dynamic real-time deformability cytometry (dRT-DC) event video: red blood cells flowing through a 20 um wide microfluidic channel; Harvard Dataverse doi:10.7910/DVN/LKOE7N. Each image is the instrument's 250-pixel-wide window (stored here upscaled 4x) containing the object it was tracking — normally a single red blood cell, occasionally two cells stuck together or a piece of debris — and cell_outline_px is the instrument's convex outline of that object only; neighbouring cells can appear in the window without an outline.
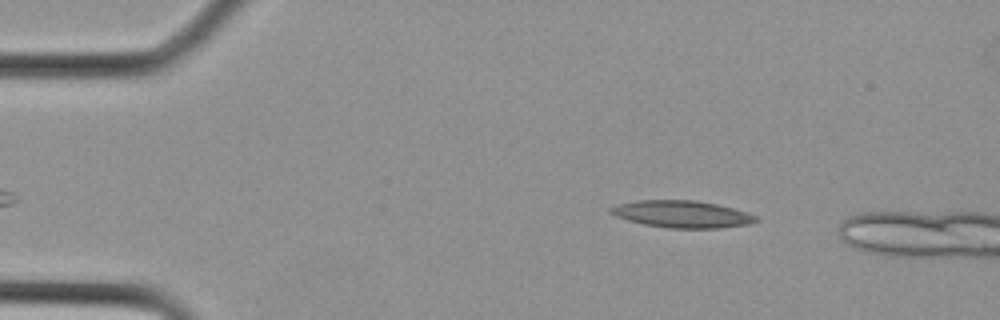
{"species": "Egyptian fruit bat (a non-hibernating species)", "species_latin": "Rousettus aegyptiacus", "temperature_condition": "cold", "stored_images_in_passage": 15, "camera_frame_rate_fps": 3000, "um_per_image_px": 0.085, "animal": {"sex": "female"}, "frame": {"image": 1, "passage_image": 2, "time_ms": 0.333, "image_size_px": [1000, 320], "cell_outline_px": [[760, 220], [748, 224], [720, 228], [668, 228], [644, 224], [628, 220], [616, 216], [608, 212], [608, 208], [616, 204], [636, 200], [696, 200], [716, 204], [748, 212], [756, 216]], "centroid_in_image_um": [57.94, 18.19], "position_along_channel_um": 27.1, "area_um2": 23.0}}
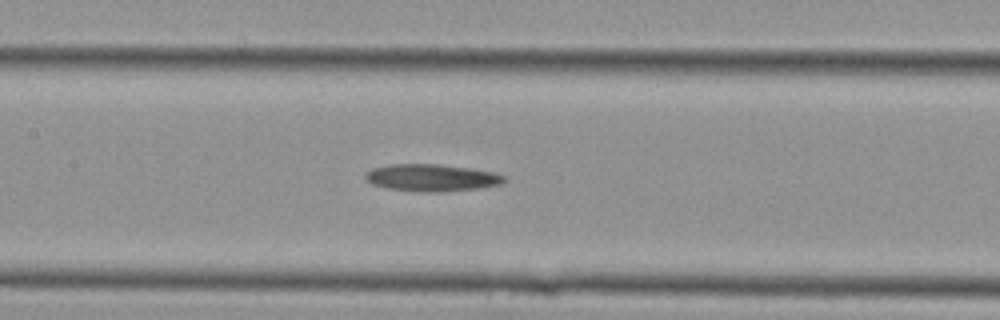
{"frame": {"image": 2, "passage_image": 11, "time_ms": 3.333, "image_size_px": [1000, 320], "cell_outline_px": [[508, 180], [500, 184], [480, 188], [444, 192], [420, 192], [388, 188], [372, 184], [364, 176], [372, 168], [388, 164], [436, 164], [468, 168], [492, 172], [504, 176]], "centroid_in_image_um": [36.69, 15.11], "position_along_channel_um": 170.7, "area_um2": 21.85}}
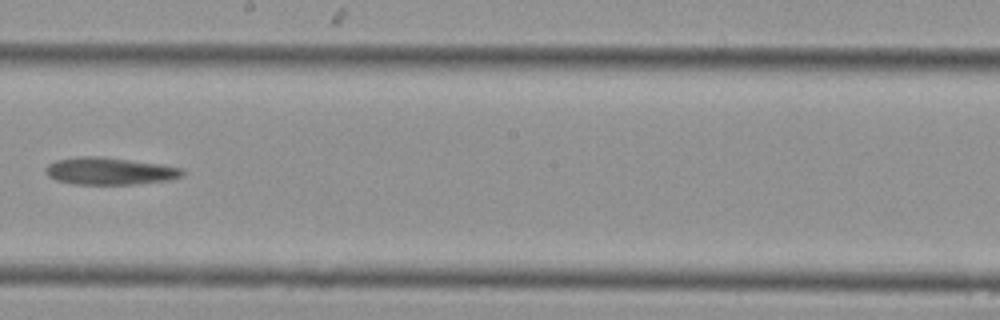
{"frame": {"image": 3, "passage_image": 14, "time_ms": 4.333, "image_size_px": [1000, 320], "cell_outline_px": [[184, 176], [168, 180], [136, 184], [72, 184], [56, 180], [48, 176], [44, 172], [48, 164], [56, 160], [80, 156], [104, 156], [160, 164], [180, 168], [184, 172]], "centroid_in_image_um": [9.3, 14.54], "position_along_channel_um": 238.9, "area_um2": 21.79}}